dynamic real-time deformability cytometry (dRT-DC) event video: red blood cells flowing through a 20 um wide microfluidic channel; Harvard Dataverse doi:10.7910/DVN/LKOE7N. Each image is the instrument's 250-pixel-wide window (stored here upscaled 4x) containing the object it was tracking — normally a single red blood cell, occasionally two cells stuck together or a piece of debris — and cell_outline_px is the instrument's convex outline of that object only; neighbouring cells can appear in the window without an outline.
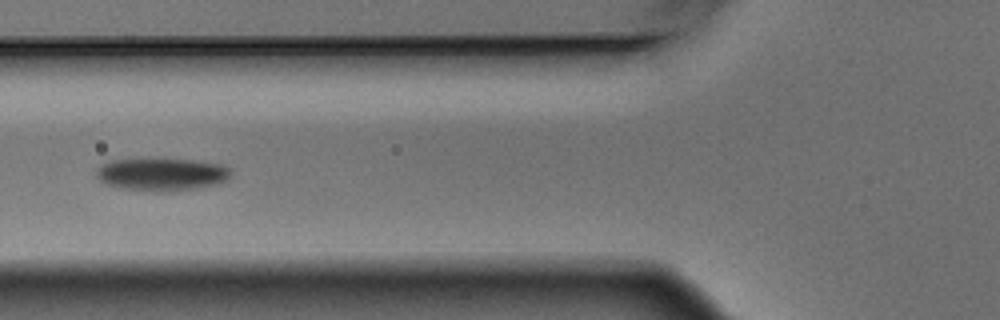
{"species": "Egyptian fruit bat (a non-hibernating species)", "species_latin": "Rousettus aegyptiacus", "temperature_condition": "warm", "stored_images_in_passage": 6, "camera_frame_rate_fps": 3000, "um_per_image_px": 0.085, "animal": {"sex": "male"}, "frame": {"image": 1, "passage_image": 5, "time_ms": 1.333, "image_size_px": [1000, 320], "cell_outline_px": [[232, 172], [228, 180], [216, 184], [196, 188], [156, 192], [120, 188], [108, 184], [100, 180], [96, 176], [96, 168], [100, 164], [108, 160], [192, 160], [220, 164], [228, 168]], "centroid_in_image_um": [13.72, 14.83], "position_along_channel_um": 112.1, "area_um2": 25.32}}
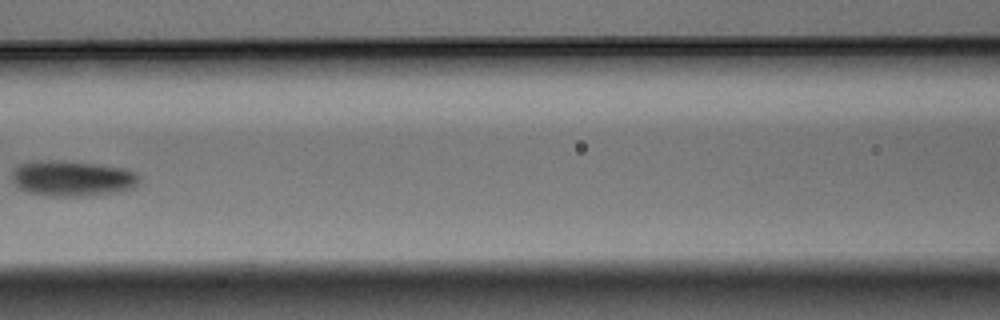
{"frame": {"image": 2, "passage_image": 6, "time_ms": 1.667, "image_size_px": [1000, 320], "cell_outline_px": [[140, 180], [136, 188], [120, 192], [84, 196], [48, 196], [28, 192], [16, 188], [12, 180], [12, 172], [20, 164], [32, 160], [60, 160], [124, 168], [136, 172], [140, 176]], "centroid_in_image_um": [6.15, 15.17], "position_along_channel_um": 160.4, "area_um2": 26.82}}